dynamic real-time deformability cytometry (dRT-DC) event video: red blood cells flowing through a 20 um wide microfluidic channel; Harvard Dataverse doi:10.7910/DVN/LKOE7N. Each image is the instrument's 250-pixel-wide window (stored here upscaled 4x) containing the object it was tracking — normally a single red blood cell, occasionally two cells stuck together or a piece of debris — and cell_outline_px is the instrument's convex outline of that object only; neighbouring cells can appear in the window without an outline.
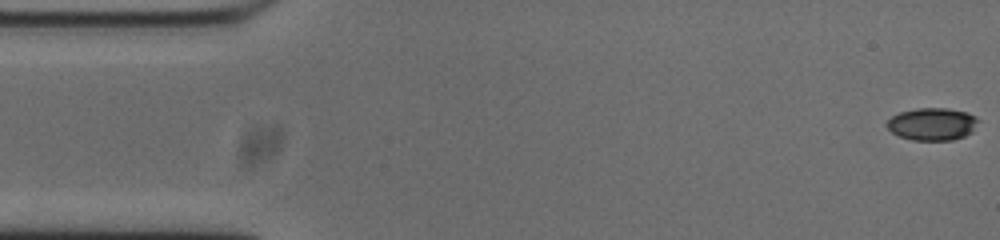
{"species": "common noctule bat (a hibernating species)", "species_latin": "Nyctalus noctula", "temperature_condition": "cold", "stored_images_in_passage": 53, "camera_frame_rate_fps": 3000, "um_per_image_px": 0.085, "animal": {"sex": "male", "body_mass_g": 20.0, "forearm_length_mm": 53.3}, "frame": {"image": 1, "passage_image": 1, "time_ms": 0.0, "image_size_px": [1000, 240], "cell_outline_px": [[980, 120], [972, 132], [964, 136], [952, 140], [912, 140], [900, 136], [892, 132], [884, 124], [892, 116], [900, 112], [916, 108], [948, 108], [968, 112], [976, 116]], "centroid_in_image_um": [79.26, 10.53], "position_along_channel_um": 5.7, "area_um2": 17.46}}
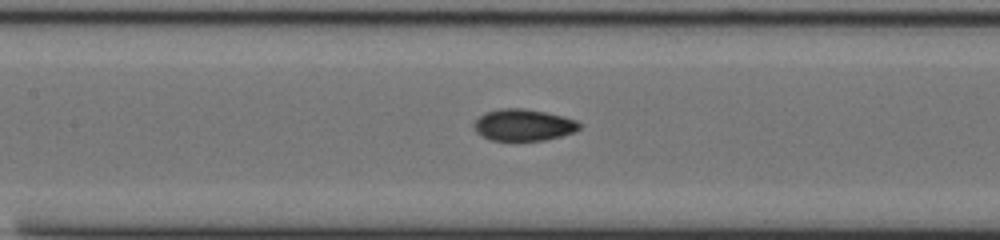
{"frame": {"image": 2, "passage_image": 23, "time_ms": 7.333, "image_size_px": [1000, 240], "cell_outline_px": [[580, 128], [576, 132], [544, 140], [492, 140], [476, 132], [472, 124], [484, 112], [500, 108], [524, 108], [564, 116], [576, 120], [580, 124]], "centroid_in_image_um": [44.49, 10.61], "position_along_channel_um": 162.9, "area_um2": 19.42}}
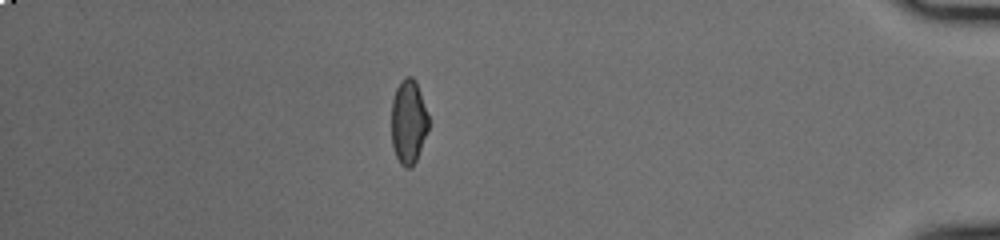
{"frame": {"image": 3, "passage_image": 46, "time_ms": 15.0, "image_size_px": [1000, 240], "cell_outline_px": [[428, 132], [416, 160], [408, 168], [404, 168], [400, 164], [396, 156], [392, 144], [392, 100], [396, 88], [400, 80], [404, 76], [412, 76], [416, 80], [428, 116]], "centroid_in_image_um": [34.72, 10.33], "position_along_channel_um": 400.5, "area_um2": 18.21}, "authors_computed_cell_mechanics": {"area_um2": 18.785, "velocity_mm_per_s": 3.7908, "shape_relaxation_time_tau1_ms": null, "shape_relaxation_time_tau2_ms": 1.837, "deformation_change_tau1": null, "deformation_change_tau2": 0.0588}}